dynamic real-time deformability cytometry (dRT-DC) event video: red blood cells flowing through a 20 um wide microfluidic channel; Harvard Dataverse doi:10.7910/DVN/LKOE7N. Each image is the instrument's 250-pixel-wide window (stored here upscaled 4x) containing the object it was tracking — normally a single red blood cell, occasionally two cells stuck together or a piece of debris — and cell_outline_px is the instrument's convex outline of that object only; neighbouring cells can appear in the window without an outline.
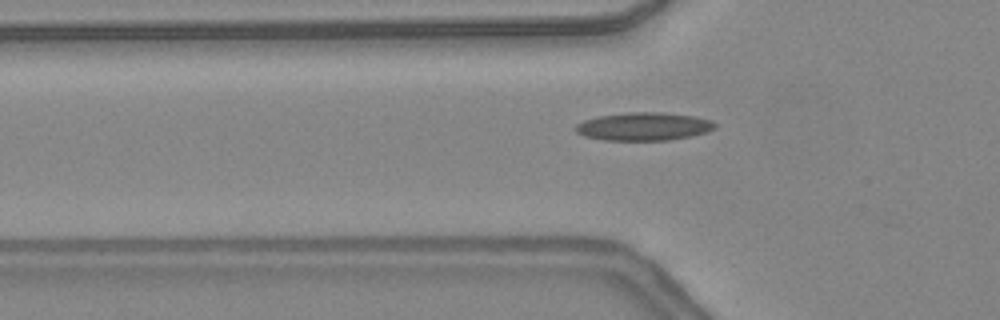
{"species": "common noctule bat (a hibernating species)", "species_latin": "Nyctalus noctula", "temperature_condition": "warm", "stored_images_in_passage": 12, "camera_frame_rate_fps": 3000, "um_per_image_px": 0.085, "animal": {"sex": "female", "body_mass_g": 24.6, "forearm_length_mm": 56.2}, "frame": {"image": 1, "passage_image": 7, "time_ms": 2.0, "image_size_px": [1000, 320], "cell_outline_px": [[716, 128], [708, 132], [692, 136], [668, 140], [604, 140], [584, 136], [576, 132], [576, 124], [584, 120], [596, 116], [628, 112], [660, 112], [692, 116], [712, 120], [716, 124]], "centroid_in_image_um": [54.72, 10.75], "position_along_channel_um": 71.1, "area_um2": 22.89}}
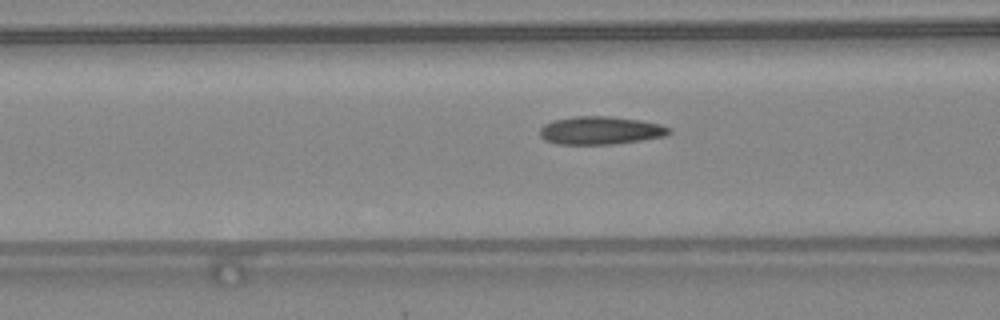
{"frame": {"image": 2, "passage_image": 10, "time_ms": 3.0, "image_size_px": [1000, 320], "cell_outline_px": [[672, 132], [664, 136], [640, 140], [612, 144], [556, 144], [544, 140], [540, 136], [540, 128], [544, 124], [552, 120], [576, 116], [608, 116], [640, 120], [660, 124], [672, 128]], "centroid_in_image_um": [51.02, 11.08], "position_along_channel_um": 115.6, "area_um2": 21.15}}